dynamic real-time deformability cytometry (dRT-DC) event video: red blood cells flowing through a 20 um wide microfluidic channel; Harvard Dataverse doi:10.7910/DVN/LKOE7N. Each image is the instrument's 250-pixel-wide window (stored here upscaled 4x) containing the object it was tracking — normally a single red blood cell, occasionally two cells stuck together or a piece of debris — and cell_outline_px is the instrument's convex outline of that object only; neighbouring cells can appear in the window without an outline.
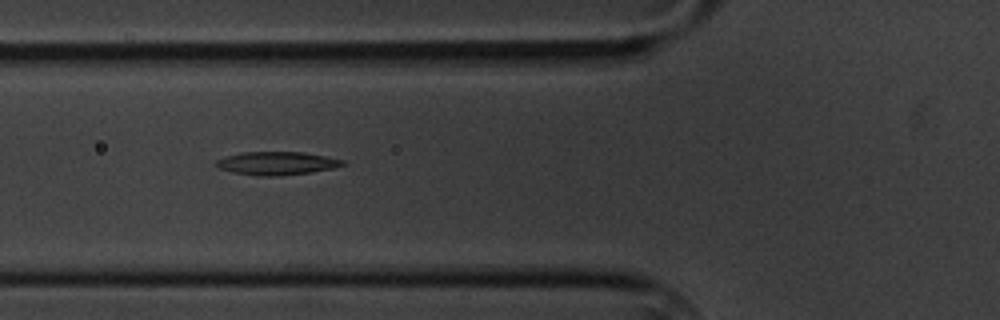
{"species": "common noctule bat (a hibernating species)", "species_latin": "Nyctalus noctula", "temperature_condition": "cold", "stored_images_in_passage": 6, "camera_frame_rate_fps": 3000, "um_per_image_px": 0.085, "animal": {"sex": "male", "body_mass_g": 20.1, "forearm_length_mm": 53.5}, "frame": {"image": 1, "passage_image": 2, "time_ms": 1.0, "image_size_px": [1000, 320], "cell_outline_px": [[348, 164], [332, 168], [312, 172], [276, 176], [256, 176], [232, 172], [220, 168], [216, 164], [216, 160], [224, 156], [240, 152], [304, 152], [344, 160]], "centroid_in_image_um": [23.52, 13.87], "position_along_channel_um": 102.3, "area_um2": 17.17}}
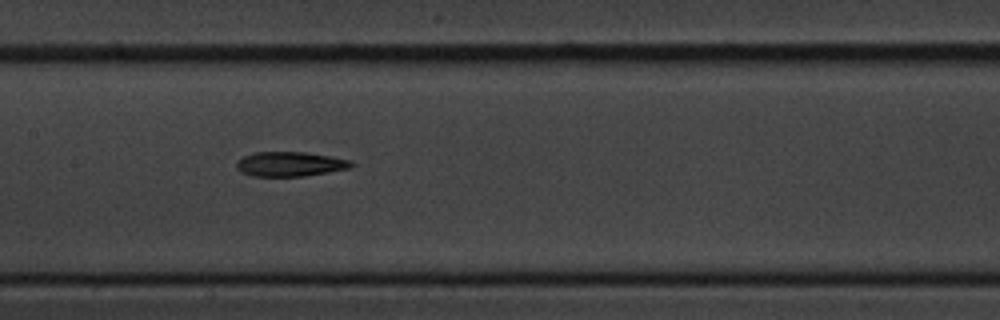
{"frame": {"image": 2, "passage_image": 4, "time_ms": 3.333, "image_size_px": [1000, 320], "cell_outline_px": [[356, 164], [348, 168], [328, 172], [304, 176], [252, 176], [240, 172], [236, 168], [236, 160], [244, 156], [256, 152], [304, 152], [328, 156], [348, 160]], "centroid_in_image_um": [24.59, 13.95], "position_along_channel_um": 182.8, "area_um2": 16.36}}
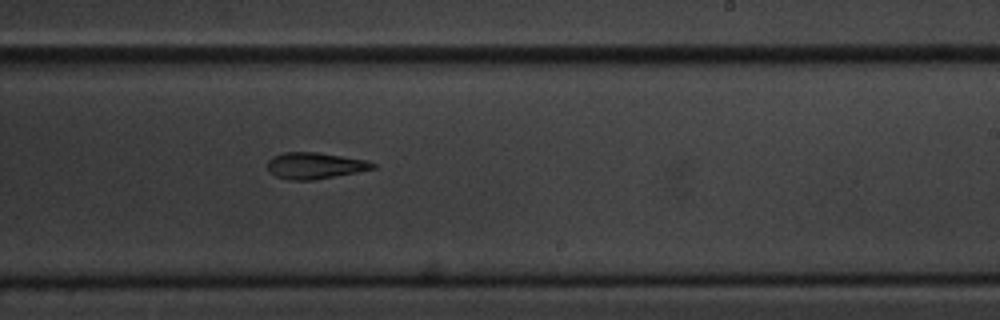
{"frame": {"image": 3, "passage_image": 6, "time_ms": 5.667, "image_size_px": [1000, 320], "cell_outline_px": [[376, 168], [356, 172], [312, 180], [288, 180], [276, 176], [268, 172], [268, 160], [272, 156], [284, 152], [316, 152], [368, 160], [376, 164]], "centroid_in_image_um": [26.74, 14.07], "position_along_channel_um": 262.3, "area_um2": 16.18}}